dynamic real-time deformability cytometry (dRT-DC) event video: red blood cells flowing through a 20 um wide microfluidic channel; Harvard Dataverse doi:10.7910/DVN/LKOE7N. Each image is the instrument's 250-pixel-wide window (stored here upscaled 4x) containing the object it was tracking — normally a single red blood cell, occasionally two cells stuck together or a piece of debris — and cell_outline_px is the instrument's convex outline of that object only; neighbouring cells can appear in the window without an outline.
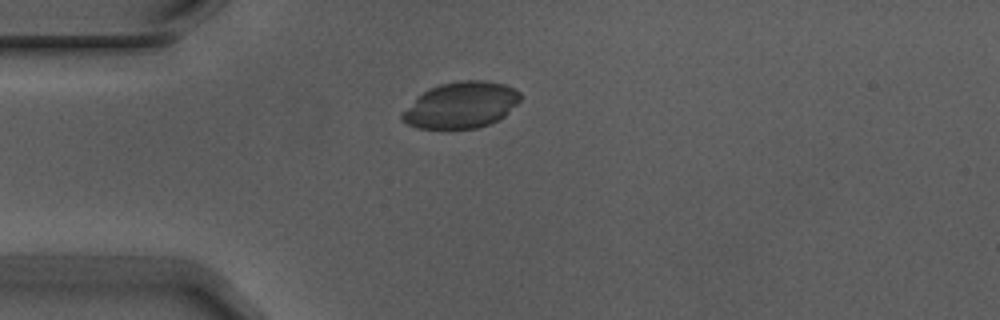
{"species": "Egyptian fruit bat (a non-hibernating species)", "species_latin": "Rousettus aegyptiacus", "temperature_condition": "warm", "stored_images_in_passage": 1, "camera_frame_rate_fps": 3000, "um_per_image_px": 0.085, "animal": {"sex": "male"}, "frame": {"image": 1, "passage_image": 1, "time_ms": 0.0, "image_size_px": [1000, 320], "cell_outline_px": [[520, 100], [504, 116], [488, 124], [476, 128], [416, 128], [400, 120], [400, 116], [428, 88], [440, 84], [460, 80], [484, 80], [504, 84], [516, 88], [520, 92]], "centroid_in_image_um": [39.22, 8.92], "position_along_channel_um": 45.8, "area_um2": 31.39}}